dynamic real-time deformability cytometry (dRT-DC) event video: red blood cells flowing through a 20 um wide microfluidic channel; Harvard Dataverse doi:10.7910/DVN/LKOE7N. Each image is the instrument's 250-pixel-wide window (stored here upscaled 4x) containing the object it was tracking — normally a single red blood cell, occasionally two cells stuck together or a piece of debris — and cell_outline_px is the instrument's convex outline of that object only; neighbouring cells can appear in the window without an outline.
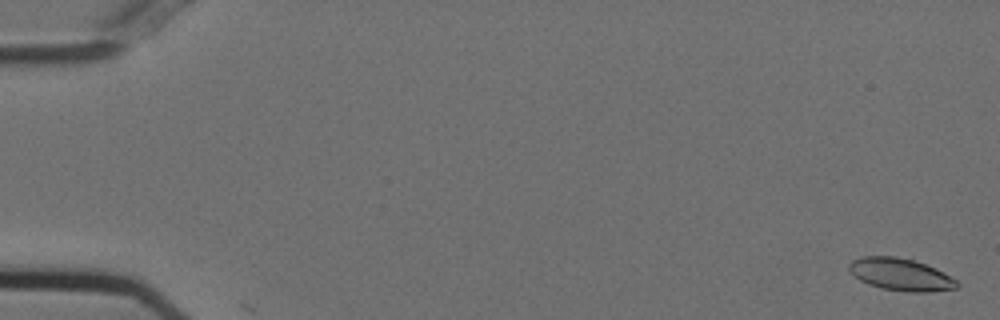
{"species": "Egyptian fruit bat (a non-hibernating species)", "species_latin": "Rousettus aegyptiacus", "temperature_condition": "cold", "stored_images_in_passage": 33, "camera_frame_rate_fps": 3000, "um_per_image_px": 0.085, "animal": {"sex": "female"}, "frame": {"image": 1, "passage_image": 2, "time_ms": 0.333, "image_size_px": [1000, 320], "cell_outline_px": [[960, 284], [956, 288], [928, 292], [908, 292], [880, 288], [868, 284], [860, 280], [848, 268], [848, 264], [852, 260], [860, 256], [896, 256], [912, 260], [936, 268], [956, 280]], "centroid_in_image_um": [76.54, 23.33], "position_along_channel_um": 8.5, "area_um2": 20.23}}
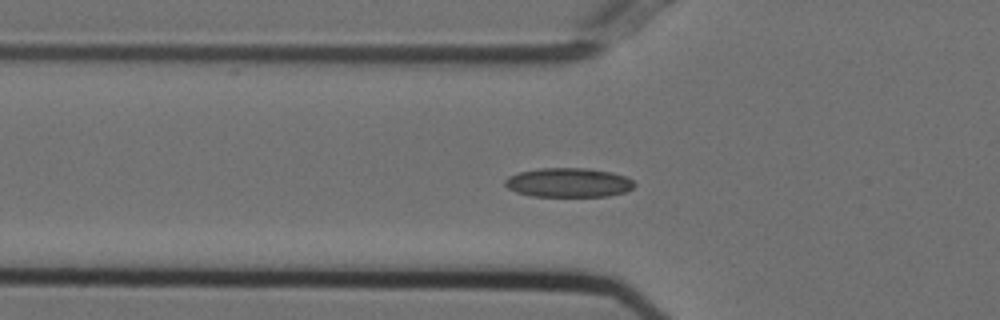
{"frame": {"image": 2, "passage_image": 20, "time_ms": 6.333, "image_size_px": [1000, 320], "cell_outline_px": [[636, 184], [628, 192], [608, 196], [532, 196], [516, 192], [508, 188], [504, 184], [504, 180], [508, 176], [520, 172], [540, 168], [584, 168], [612, 172], [624, 176], [632, 180]], "centroid_in_image_um": [48.33, 15.52], "position_along_channel_um": 77.5, "area_um2": 22.08}}
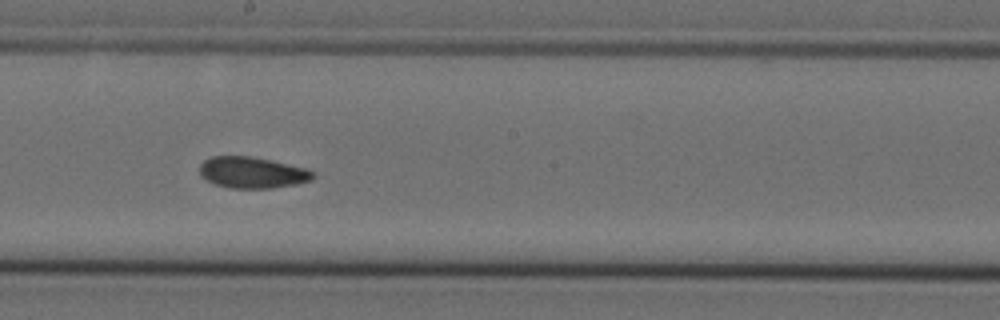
{"frame": {"image": 3, "passage_image": 32, "time_ms": 10.333, "image_size_px": [1000, 320], "cell_outline_px": [[316, 176], [312, 180], [296, 184], [272, 188], [228, 188], [216, 184], [200, 176], [200, 164], [204, 160], [212, 156], [252, 156], [272, 160], [304, 168], [316, 172]], "centroid_in_image_um": [21.46, 14.66], "position_along_channel_um": 226.7, "area_um2": 20.75}}